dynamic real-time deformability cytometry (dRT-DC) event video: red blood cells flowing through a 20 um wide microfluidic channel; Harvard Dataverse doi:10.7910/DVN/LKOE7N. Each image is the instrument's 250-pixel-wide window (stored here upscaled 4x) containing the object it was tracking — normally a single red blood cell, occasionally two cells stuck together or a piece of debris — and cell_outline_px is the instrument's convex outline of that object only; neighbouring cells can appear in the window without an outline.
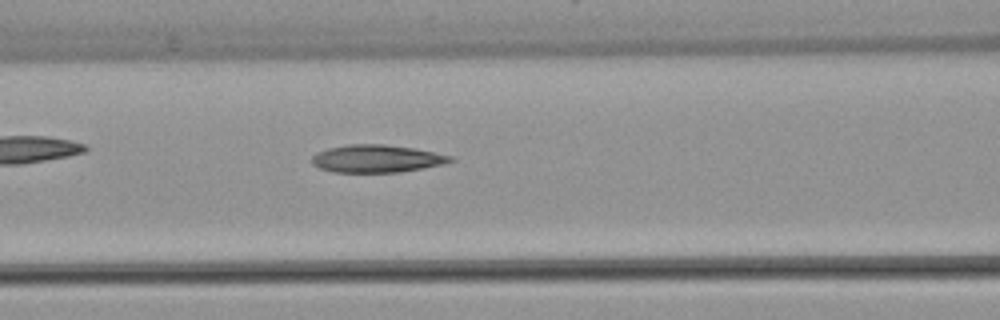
{"species": "common noctule bat (a hibernating species)", "species_latin": "Nyctalus noctula", "temperature_condition": "warm", "stored_images_in_passage": 37, "camera_frame_rate_fps": 3000, "um_per_image_px": 0.085, "animal": {"sex": "female", "body_mass_g": 22.7, "forearm_length_mm": 54.2}, "frame": {"image": 1, "passage_image": 16, "time_ms": 5.0, "image_size_px": [1000, 320], "cell_outline_px": [[456, 160], [444, 164], [396, 172], [332, 172], [320, 168], [312, 164], [312, 156], [316, 152], [328, 148], [348, 144], [384, 144], [412, 148], [452, 156]], "centroid_in_image_um": [31.98, 13.48], "position_along_channel_um": 134.6, "area_um2": 22.14}}
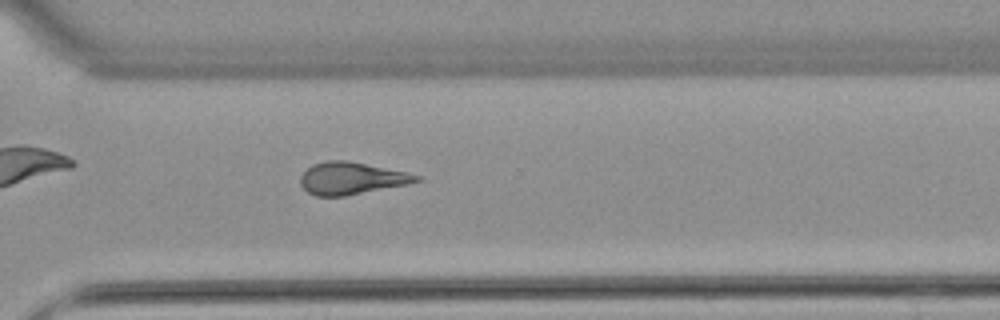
{"frame": {"image": 2, "passage_image": 32, "time_ms": 10.333, "image_size_px": [1000, 320], "cell_outline_px": [[424, 180], [344, 196], [316, 196], [308, 192], [300, 184], [300, 176], [312, 164], [328, 160], [348, 160], [404, 172], [420, 176]], "centroid_in_image_um": [29.82, 15.15], "position_along_channel_um": 340.8, "area_um2": 21.39}}